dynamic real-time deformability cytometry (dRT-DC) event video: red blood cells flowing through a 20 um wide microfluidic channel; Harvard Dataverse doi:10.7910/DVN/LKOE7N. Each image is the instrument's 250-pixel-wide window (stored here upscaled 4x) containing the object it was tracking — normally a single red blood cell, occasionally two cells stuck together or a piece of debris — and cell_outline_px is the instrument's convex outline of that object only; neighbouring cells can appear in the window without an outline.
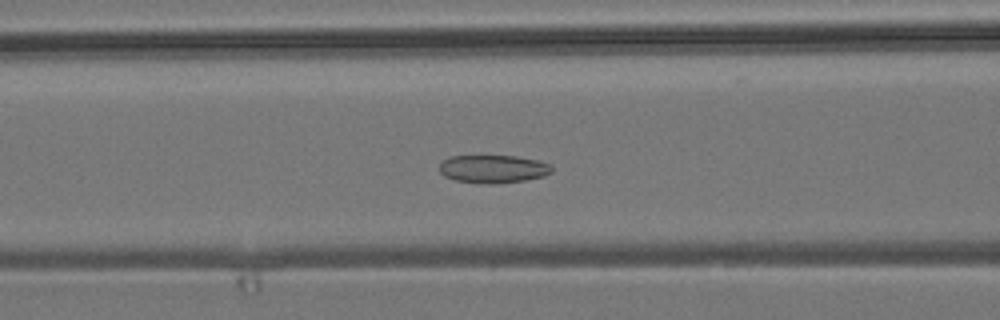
{"species": "common noctule bat (a hibernating species)", "species_latin": "Nyctalus noctula", "temperature_condition": "room temperature", "stored_images_in_passage": 46, "camera_frame_rate_fps": 3000, "um_per_image_px": 0.085, "animal": {"sex": "male", "body_mass_g": 19.2, "forearm_length_mm": 51.8}, "frame": {"image": 1, "passage_image": 21, "time_ms": 6.667, "image_size_px": [1000, 320], "cell_outline_px": [[552, 172], [544, 176], [524, 180], [456, 180], [444, 176], [440, 172], [440, 164], [448, 156], [516, 156], [536, 160], [548, 164], [552, 168]], "centroid_in_image_um": [41.91, 14.29], "position_along_channel_um": 124.7, "area_um2": 17.11}}
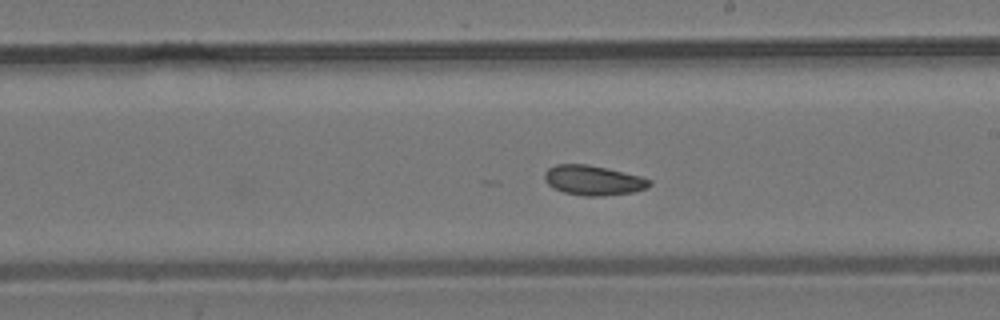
{"frame": {"image": 2, "passage_image": 30, "time_ms": 9.667, "image_size_px": [1000, 320], "cell_outline_px": [[652, 184], [648, 188], [636, 192], [604, 196], [584, 196], [564, 192], [552, 188], [544, 180], [544, 172], [548, 168], [556, 164], [588, 164], [608, 168], [640, 176], [652, 180]], "centroid_in_image_um": [50.44, 15.33], "position_along_channel_um": 238.6, "area_um2": 18.55}}
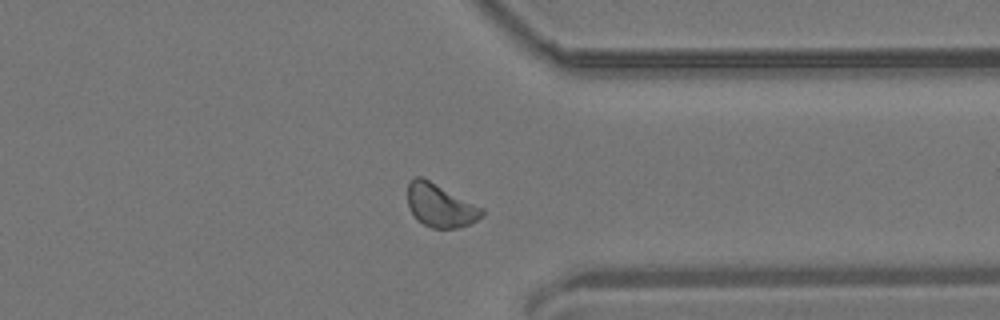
{"frame": {"image": 3, "passage_image": 41, "time_ms": 13.333, "image_size_px": [1000, 320], "cell_outline_px": [[484, 216], [460, 228], [432, 228], [424, 224], [412, 212], [408, 204], [408, 180], [416, 176], [420, 176], [484, 208]], "centroid_in_image_um": [37.44, 17.46], "position_along_channel_um": 374.0, "area_um2": 18.44}, "authors_computed_cell_mechanics": {"area_um2": 18.5827, "velocity_mm_per_s": 3.7931, "shape_relaxation_time_tau1_ms": null, "shape_relaxation_time_tau2_ms": 6.1236, "deformation_change_tau1": null, "deformation_change_tau2": 0.1065}}